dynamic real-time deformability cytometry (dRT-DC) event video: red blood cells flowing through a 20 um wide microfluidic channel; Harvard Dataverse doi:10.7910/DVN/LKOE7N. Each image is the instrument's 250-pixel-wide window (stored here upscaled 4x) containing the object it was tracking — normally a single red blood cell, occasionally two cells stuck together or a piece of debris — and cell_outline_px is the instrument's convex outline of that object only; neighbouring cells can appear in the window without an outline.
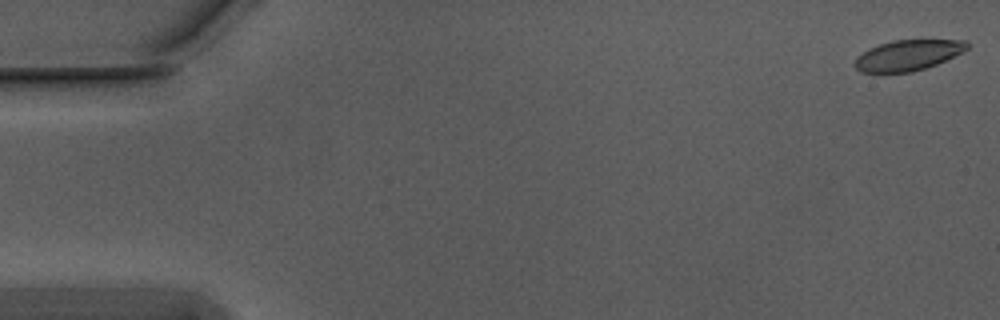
{"species": "Egyptian fruit bat (a non-hibernating species)", "species_latin": "Rousettus aegyptiacus", "temperature_condition": "warm", "stored_images_in_passage": 50, "camera_frame_rate_fps": 3000, "um_per_image_px": 0.085, "animal": {"sex": "male"}, "frame": {"image": 1, "passage_image": 1, "time_ms": 0.0, "image_size_px": [1000, 320], "cell_outline_px": [[968, 48], [936, 64], [912, 72], [860, 72], [852, 64], [856, 56], [868, 48], [892, 40], [968, 40]], "centroid_in_image_um": [77.1, 4.69], "position_along_channel_um": 7.9, "area_um2": 19.88}}
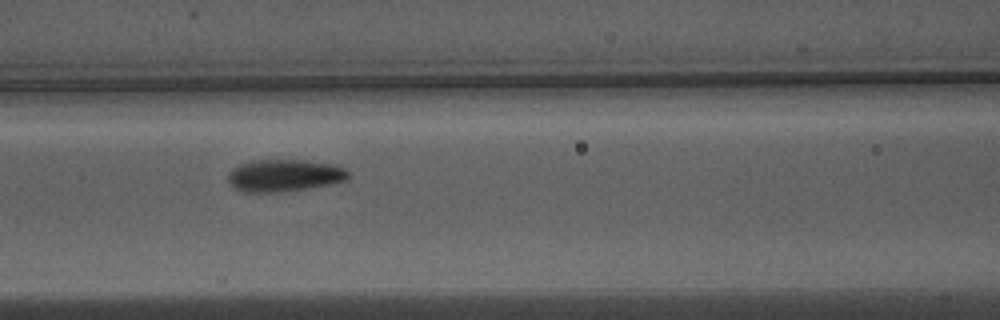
{"frame": {"image": 2, "passage_image": 18, "time_ms": 5.667, "image_size_px": [1000, 320], "cell_outline_px": [[352, 176], [348, 180], [308, 188], [280, 192], [244, 192], [236, 188], [228, 180], [228, 172], [232, 168], [240, 164], [256, 160], [304, 160], [336, 164], [344, 168]], "centroid_in_image_um": [24.21, 14.91], "position_along_channel_um": 142.4, "area_um2": 22.6}}
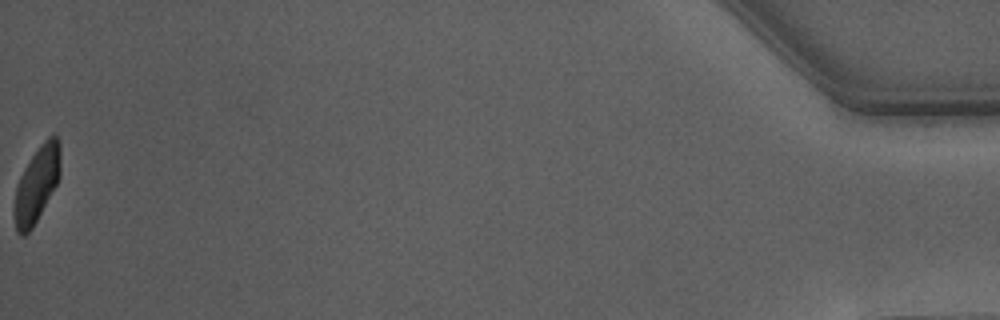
{"frame": {"image": 3, "passage_image": 50, "time_ms": 16.333, "image_size_px": [1000, 320], "cell_outline_px": [[60, 176], [56, 184], [32, 228], [24, 236], [20, 236], [16, 232], [12, 212], [12, 208], [16, 188], [20, 176], [24, 168], [40, 144], [48, 136], [56, 132], [60, 140]], "centroid_in_image_um": [3.1, 15.66], "position_along_channel_um": 432.1, "area_um2": 20.58}, "authors_computed_cell_mechanics": {"area_um2": 21.5305, "velocity_mm_per_s": 3.7253, "shape_relaxation_time_tau1_ms": 3.2859, "shape_relaxation_time_tau2_ms": 1.0919, "deformation_change_tau1": 0.1436, "deformation_change_tau2": 0.0646}}